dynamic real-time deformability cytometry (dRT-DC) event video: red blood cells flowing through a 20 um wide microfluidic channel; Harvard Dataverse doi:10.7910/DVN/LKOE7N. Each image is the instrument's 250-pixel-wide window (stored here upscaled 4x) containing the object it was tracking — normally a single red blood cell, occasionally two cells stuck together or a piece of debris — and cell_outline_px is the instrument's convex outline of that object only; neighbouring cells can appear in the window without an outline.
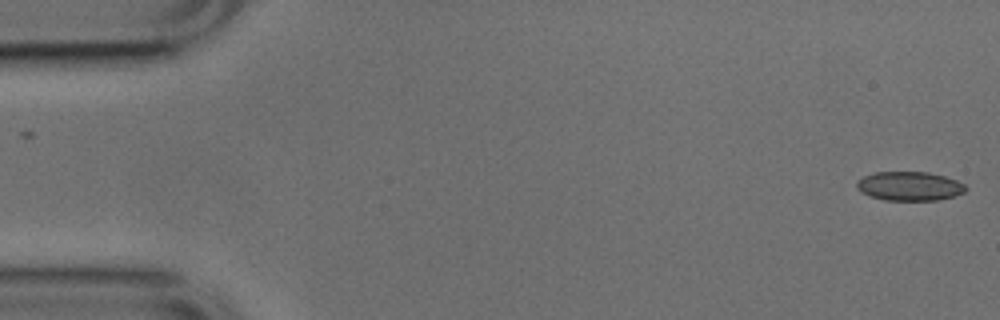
{"species": "common noctule bat (a hibernating species)", "species_latin": "Nyctalus noctula", "temperature_condition": "cold", "stored_images_in_passage": 51, "camera_frame_rate_fps": 3000, "um_per_image_px": 0.085, "animal": {"sex": "male", "body_mass_g": 17.9, "forearm_length_mm": 54.2}, "frame": {"image": 1, "passage_image": 1, "time_ms": 0.0, "image_size_px": [1000, 320], "cell_outline_px": [[968, 188], [964, 192], [952, 196], [936, 200], [884, 200], [868, 196], [860, 192], [856, 188], [856, 180], [864, 176], [876, 172], [928, 172], [944, 176], [956, 180], [964, 184]], "centroid_in_image_um": [77.26, 15.82], "position_along_channel_um": 7.7, "area_um2": 18.5}}
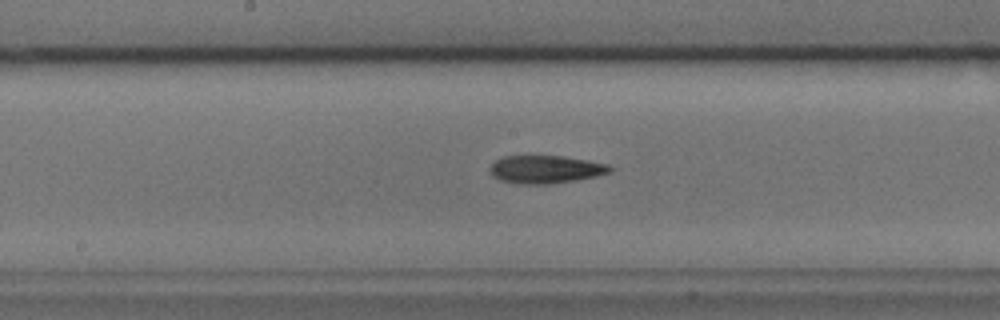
{"frame": {"image": 2, "passage_image": 26, "time_ms": 8.333, "image_size_px": [1000, 320], "cell_outline_px": [[616, 168], [608, 172], [596, 176], [576, 180], [548, 184], [520, 184], [500, 180], [492, 176], [488, 168], [496, 160], [504, 156], [560, 156], [588, 160], [608, 164]], "centroid_in_image_um": [46.37, 14.4], "position_along_channel_um": 201.8, "area_um2": 19.54}}
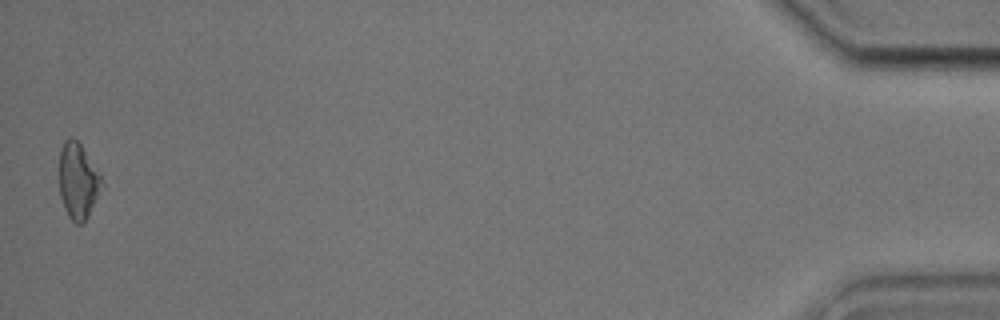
{"frame": {"image": 3, "passage_image": 51, "time_ms": 16.667, "image_size_px": [1000, 320], "cell_outline_px": [[104, 188], [84, 224], [76, 224], [68, 216], [64, 208], [60, 196], [60, 148], [64, 140], [68, 136], [72, 136], [80, 144], [100, 172], [104, 184]], "centroid_in_image_um": [6.67, 15.4], "position_along_channel_um": 428.5, "area_um2": 19.25}, "authors_computed_cell_mechanics": {"area_um2": 18.9006, "velocity_mm_per_s": 3.8519, "shape_relaxation_time_tau1_ms": 9.9972, "shape_relaxation_time_tau2_ms": 4.984, "deformation_change_tau1": 0.2233, "deformation_change_tau2": 0.1601}}